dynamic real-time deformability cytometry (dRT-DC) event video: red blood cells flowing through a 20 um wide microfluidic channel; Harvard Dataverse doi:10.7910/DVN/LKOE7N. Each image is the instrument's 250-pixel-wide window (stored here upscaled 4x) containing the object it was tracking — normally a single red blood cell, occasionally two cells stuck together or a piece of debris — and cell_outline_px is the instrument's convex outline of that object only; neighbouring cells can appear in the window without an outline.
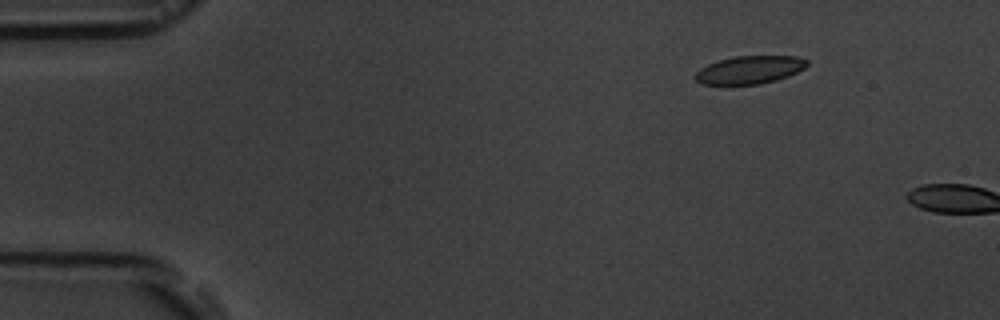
{"species": "common noctule bat (a hibernating species)", "species_latin": "Nyctalus noctula", "temperature_condition": "room temperature", "stored_images_in_passage": 4, "camera_frame_rate_fps": 3000, "um_per_image_px": 0.085, "animal": {"sex": "male", "body_mass_g": 19.5, "forearm_length_mm": 54.6}, "frame": {"image": 1, "passage_image": 3, "time_ms": 2.333, "image_size_px": [1000, 320], "cell_outline_px": [[808, 64], [804, 68], [788, 76], [776, 80], [760, 84], [700, 84], [696, 80], [696, 72], [700, 68], [716, 60], [736, 56], [796, 56], [808, 60]], "centroid_in_image_um": [63.71, 5.93], "position_along_channel_um": 21.3, "area_um2": 18.15}}